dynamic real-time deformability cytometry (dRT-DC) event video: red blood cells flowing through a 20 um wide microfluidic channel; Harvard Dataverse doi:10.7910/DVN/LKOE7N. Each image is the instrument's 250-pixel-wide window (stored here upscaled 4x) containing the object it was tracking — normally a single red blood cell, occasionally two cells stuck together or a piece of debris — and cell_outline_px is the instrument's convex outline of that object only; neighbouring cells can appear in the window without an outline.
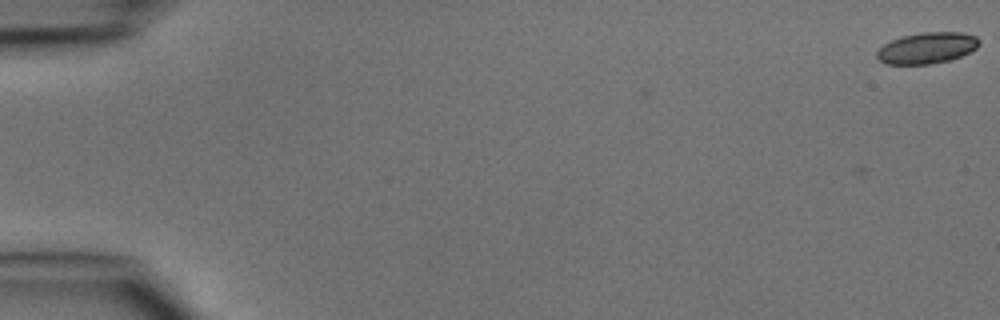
{"species": "common noctule bat (a hibernating species)", "species_latin": "Nyctalus noctula", "temperature_condition": "cold", "stored_images_in_passage": 2, "camera_frame_rate_fps": 3000, "um_per_image_px": 0.085, "animal": {"sex": "male", "body_mass_g": 15.6}, "frame": {"image": 1, "passage_image": 2, "time_ms": 0.333, "image_size_px": [1000, 320], "cell_outline_px": [[980, 44], [976, 48], [960, 56], [948, 60], [928, 64], [888, 64], [880, 60], [876, 56], [876, 52], [884, 44], [892, 40], [904, 36], [924, 32], [960, 32], [976, 36], [980, 40]], "centroid_in_image_um": [78.8, 4.07], "position_along_channel_um": 6.2, "area_um2": 18.32}}